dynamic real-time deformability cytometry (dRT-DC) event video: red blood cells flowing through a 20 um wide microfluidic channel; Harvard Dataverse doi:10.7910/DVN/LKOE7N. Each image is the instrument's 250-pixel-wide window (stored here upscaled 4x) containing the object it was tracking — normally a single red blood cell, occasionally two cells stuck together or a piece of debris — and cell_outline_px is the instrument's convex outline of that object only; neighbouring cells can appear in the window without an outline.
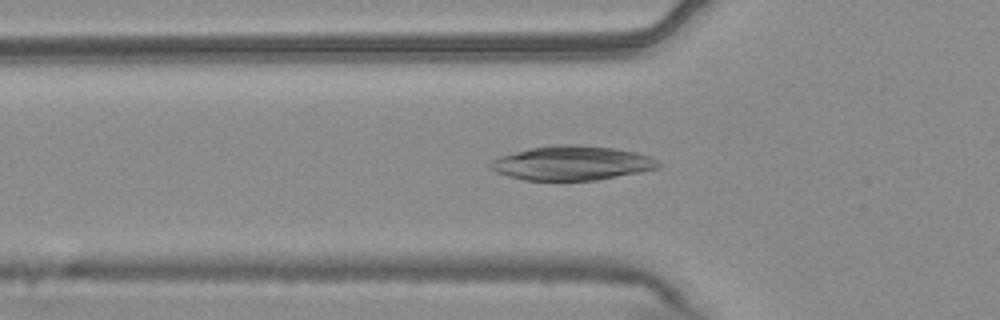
{"species": "common noctule bat (a hibernating species)", "species_latin": "Nyctalus noctula", "temperature_condition": "warm", "stored_images_in_passage": 52, "camera_frame_rate_fps": 3000, "um_per_image_px": 0.085, "animal": {"sex": "male", "body_mass_g": 20.4}, "frame": {"image": 1, "passage_image": 16, "time_ms": 5.0, "image_size_px": [1000, 320], "cell_outline_px": [[664, 164], [660, 168], [640, 172], [596, 180], [524, 180], [508, 176], [496, 172], [492, 168], [492, 160], [500, 156], [528, 148], [556, 144], [580, 144], [612, 148], [636, 152], [648, 156]], "centroid_in_image_um": [48.65, 13.85], "position_along_channel_um": 77.2, "area_um2": 33.52}}
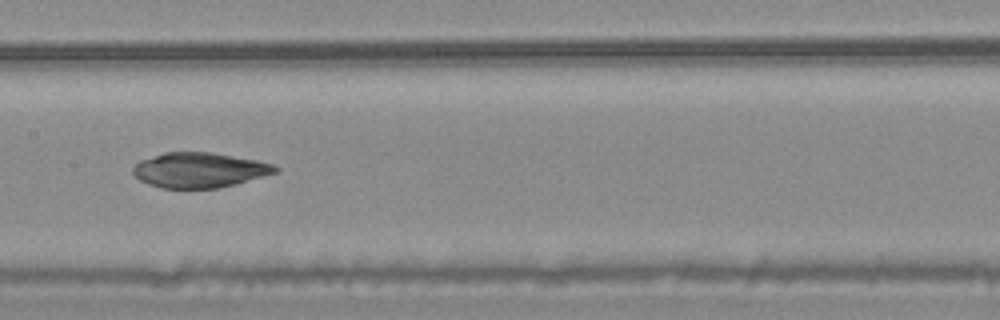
{"frame": {"image": 2, "passage_image": 25, "time_ms": 8.0, "image_size_px": [1000, 320], "cell_outline_px": [[280, 168], [276, 172], [236, 184], [216, 188], [160, 188], [148, 184], [140, 180], [132, 172], [132, 168], [140, 160], [164, 152], [212, 152], [256, 160], [272, 164]], "centroid_in_image_um": [16.92, 14.45], "position_along_channel_um": 190.5, "area_um2": 28.96}}
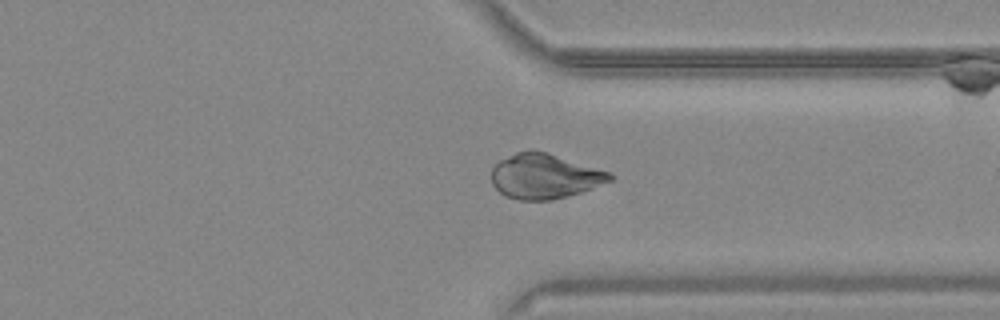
{"frame": {"image": 3, "passage_image": 39, "time_ms": 12.667, "image_size_px": [1000, 320], "cell_outline_px": [[616, 176], [612, 180], [580, 192], [568, 196], [552, 200], [520, 200], [504, 196], [492, 184], [492, 168], [500, 160], [516, 152], [528, 148], [532, 148], [548, 152], [612, 172]], "centroid_in_image_um": [46.3, 14.95], "position_along_channel_um": 365.1, "area_um2": 31.39}}